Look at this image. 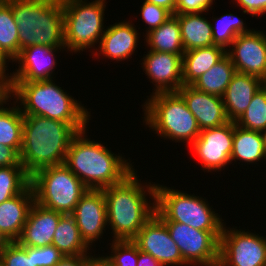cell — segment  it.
Instances as JSON below:
<instances>
[{
  "instance_id": "cell-1",
  "label": "cell",
  "mask_w": 266,
  "mask_h": 266,
  "mask_svg": "<svg viewBox=\"0 0 266 266\" xmlns=\"http://www.w3.org/2000/svg\"><path fill=\"white\" fill-rule=\"evenodd\" d=\"M137 176L140 177L135 169L122 182L102 189L107 226L112 230L110 240H132L155 215L156 182H143Z\"/></svg>"
},
{
  "instance_id": "cell-2",
  "label": "cell",
  "mask_w": 266,
  "mask_h": 266,
  "mask_svg": "<svg viewBox=\"0 0 266 266\" xmlns=\"http://www.w3.org/2000/svg\"><path fill=\"white\" fill-rule=\"evenodd\" d=\"M87 131L86 128L73 137L64 164L91 190L122 182L135 170L133 160L119 152L115 154L100 140L89 138Z\"/></svg>"
},
{
  "instance_id": "cell-3",
  "label": "cell",
  "mask_w": 266,
  "mask_h": 266,
  "mask_svg": "<svg viewBox=\"0 0 266 266\" xmlns=\"http://www.w3.org/2000/svg\"><path fill=\"white\" fill-rule=\"evenodd\" d=\"M88 126L24 116L20 161L26 173L32 176L42 168L64 164L73 137Z\"/></svg>"
},
{
  "instance_id": "cell-4",
  "label": "cell",
  "mask_w": 266,
  "mask_h": 266,
  "mask_svg": "<svg viewBox=\"0 0 266 266\" xmlns=\"http://www.w3.org/2000/svg\"><path fill=\"white\" fill-rule=\"evenodd\" d=\"M55 81L6 83L8 94L24 116L36 115L68 124H89V120H92L91 111Z\"/></svg>"
},
{
  "instance_id": "cell-5",
  "label": "cell",
  "mask_w": 266,
  "mask_h": 266,
  "mask_svg": "<svg viewBox=\"0 0 266 266\" xmlns=\"http://www.w3.org/2000/svg\"><path fill=\"white\" fill-rule=\"evenodd\" d=\"M12 9L20 50L31 45L65 47L62 0H5Z\"/></svg>"
},
{
  "instance_id": "cell-6",
  "label": "cell",
  "mask_w": 266,
  "mask_h": 266,
  "mask_svg": "<svg viewBox=\"0 0 266 266\" xmlns=\"http://www.w3.org/2000/svg\"><path fill=\"white\" fill-rule=\"evenodd\" d=\"M143 121L148 130L170 142L191 145L201 130L195 116L178 92H160L147 96L142 105Z\"/></svg>"
},
{
  "instance_id": "cell-7",
  "label": "cell",
  "mask_w": 266,
  "mask_h": 266,
  "mask_svg": "<svg viewBox=\"0 0 266 266\" xmlns=\"http://www.w3.org/2000/svg\"><path fill=\"white\" fill-rule=\"evenodd\" d=\"M200 196L156 183L155 214L163 222L183 223L204 231H222L225 224L222 215Z\"/></svg>"
},
{
  "instance_id": "cell-8",
  "label": "cell",
  "mask_w": 266,
  "mask_h": 266,
  "mask_svg": "<svg viewBox=\"0 0 266 266\" xmlns=\"http://www.w3.org/2000/svg\"><path fill=\"white\" fill-rule=\"evenodd\" d=\"M107 3L106 0H62L66 52L91 50V55L95 52L106 29Z\"/></svg>"
},
{
  "instance_id": "cell-9",
  "label": "cell",
  "mask_w": 266,
  "mask_h": 266,
  "mask_svg": "<svg viewBox=\"0 0 266 266\" xmlns=\"http://www.w3.org/2000/svg\"><path fill=\"white\" fill-rule=\"evenodd\" d=\"M34 201L44 208L71 214L89 190L65 164L46 167L30 176Z\"/></svg>"
},
{
  "instance_id": "cell-10",
  "label": "cell",
  "mask_w": 266,
  "mask_h": 266,
  "mask_svg": "<svg viewBox=\"0 0 266 266\" xmlns=\"http://www.w3.org/2000/svg\"><path fill=\"white\" fill-rule=\"evenodd\" d=\"M189 266H218L222 231H204L178 222H164Z\"/></svg>"
},
{
  "instance_id": "cell-11",
  "label": "cell",
  "mask_w": 266,
  "mask_h": 266,
  "mask_svg": "<svg viewBox=\"0 0 266 266\" xmlns=\"http://www.w3.org/2000/svg\"><path fill=\"white\" fill-rule=\"evenodd\" d=\"M226 224L220 236L218 266H266V235Z\"/></svg>"
},
{
  "instance_id": "cell-12",
  "label": "cell",
  "mask_w": 266,
  "mask_h": 266,
  "mask_svg": "<svg viewBox=\"0 0 266 266\" xmlns=\"http://www.w3.org/2000/svg\"><path fill=\"white\" fill-rule=\"evenodd\" d=\"M233 136L234 122L229 121L219 127L201 130L196 140L187 148L191 147L204 173L221 172L231 165Z\"/></svg>"
},
{
  "instance_id": "cell-13",
  "label": "cell",
  "mask_w": 266,
  "mask_h": 266,
  "mask_svg": "<svg viewBox=\"0 0 266 266\" xmlns=\"http://www.w3.org/2000/svg\"><path fill=\"white\" fill-rule=\"evenodd\" d=\"M61 50L66 51L65 47L46 45H31L20 50L12 60L13 64H18V68L6 76V82H35L56 78L54 73L58 61L55 55Z\"/></svg>"
},
{
  "instance_id": "cell-14",
  "label": "cell",
  "mask_w": 266,
  "mask_h": 266,
  "mask_svg": "<svg viewBox=\"0 0 266 266\" xmlns=\"http://www.w3.org/2000/svg\"><path fill=\"white\" fill-rule=\"evenodd\" d=\"M236 72L256 76L266 83V32L253 29L238 35L226 50Z\"/></svg>"
},
{
  "instance_id": "cell-15",
  "label": "cell",
  "mask_w": 266,
  "mask_h": 266,
  "mask_svg": "<svg viewBox=\"0 0 266 266\" xmlns=\"http://www.w3.org/2000/svg\"><path fill=\"white\" fill-rule=\"evenodd\" d=\"M140 251L152 255L163 266H189L172 240L166 224L155 214L132 239Z\"/></svg>"
},
{
  "instance_id": "cell-16",
  "label": "cell",
  "mask_w": 266,
  "mask_h": 266,
  "mask_svg": "<svg viewBox=\"0 0 266 266\" xmlns=\"http://www.w3.org/2000/svg\"><path fill=\"white\" fill-rule=\"evenodd\" d=\"M71 215L76 220L82 239L91 249L97 241L101 243L100 240L108 229L103 190L89 189L81 197Z\"/></svg>"
},
{
  "instance_id": "cell-17",
  "label": "cell",
  "mask_w": 266,
  "mask_h": 266,
  "mask_svg": "<svg viewBox=\"0 0 266 266\" xmlns=\"http://www.w3.org/2000/svg\"><path fill=\"white\" fill-rule=\"evenodd\" d=\"M140 65L154 85L150 95L160 92H177L183 86L182 55L146 50Z\"/></svg>"
},
{
  "instance_id": "cell-18",
  "label": "cell",
  "mask_w": 266,
  "mask_h": 266,
  "mask_svg": "<svg viewBox=\"0 0 266 266\" xmlns=\"http://www.w3.org/2000/svg\"><path fill=\"white\" fill-rule=\"evenodd\" d=\"M126 20H121L106 27L97 46L98 49L92 53L94 58L99 59L102 56V60L103 58L111 59V61L116 60V63L132 58V55L137 52L138 43L141 40L139 38L142 36H139L141 35V32L139 33L140 27L137 30L132 20Z\"/></svg>"
},
{
  "instance_id": "cell-19",
  "label": "cell",
  "mask_w": 266,
  "mask_h": 266,
  "mask_svg": "<svg viewBox=\"0 0 266 266\" xmlns=\"http://www.w3.org/2000/svg\"><path fill=\"white\" fill-rule=\"evenodd\" d=\"M195 116L200 130L222 126L229 122L222 97L183 85L177 91Z\"/></svg>"
},
{
  "instance_id": "cell-20",
  "label": "cell",
  "mask_w": 266,
  "mask_h": 266,
  "mask_svg": "<svg viewBox=\"0 0 266 266\" xmlns=\"http://www.w3.org/2000/svg\"><path fill=\"white\" fill-rule=\"evenodd\" d=\"M62 215L60 212L44 208L34 202L16 242L25 247L52 245L54 233Z\"/></svg>"
},
{
  "instance_id": "cell-21",
  "label": "cell",
  "mask_w": 266,
  "mask_h": 266,
  "mask_svg": "<svg viewBox=\"0 0 266 266\" xmlns=\"http://www.w3.org/2000/svg\"><path fill=\"white\" fill-rule=\"evenodd\" d=\"M34 202V192L29 185L22 193L0 204V238L4 242L18 240Z\"/></svg>"
},
{
  "instance_id": "cell-22",
  "label": "cell",
  "mask_w": 266,
  "mask_h": 266,
  "mask_svg": "<svg viewBox=\"0 0 266 266\" xmlns=\"http://www.w3.org/2000/svg\"><path fill=\"white\" fill-rule=\"evenodd\" d=\"M265 84L260 78L236 72L222 96L229 121L236 122L248 108L253 95Z\"/></svg>"
},
{
  "instance_id": "cell-23",
  "label": "cell",
  "mask_w": 266,
  "mask_h": 266,
  "mask_svg": "<svg viewBox=\"0 0 266 266\" xmlns=\"http://www.w3.org/2000/svg\"><path fill=\"white\" fill-rule=\"evenodd\" d=\"M200 13L175 14L181 31V40L185 51L214 45L211 20Z\"/></svg>"
},
{
  "instance_id": "cell-24",
  "label": "cell",
  "mask_w": 266,
  "mask_h": 266,
  "mask_svg": "<svg viewBox=\"0 0 266 266\" xmlns=\"http://www.w3.org/2000/svg\"><path fill=\"white\" fill-rule=\"evenodd\" d=\"M265 161L266 157L261 133L239 127L234 122L233 149L230 156L231 164L234 165L237 162L240 164L242 162L240 165L243 166L244 162L246 167L248 164L256 165L258 164L257 162L263 163Z\"/></svg>"
},
{
  "instance_id": "cell-25",
  "label": "cell",
  "mask_w": 266,
  "mask_h": 266,
  "mask_svg": "<svg viewBox=\"0 0 266 266\" xmlns=\"http://www.w3.org/2000/svg\"><path fill=\"white\" fill-rule=\"evenodd\" d=\"M225 55L226 50L216 45L185 51L182 55L183 85H191Z\"/></svg>"
},
{
  "instance_id": "cell-26",
  "label": "cell",
  "mask_w": 266,
  "mask_h": 266,
  "mask_svg": "<svg viewBox=\"0 0 266 266\" xmlns=\"http://www.w3.org/2000/svg\"><path fill=\"white\" fill-rule=\"evenodd\" d=\"M23 122L24 115L21 109L14 99L7 94L0 101V145L14 148L20 154L22 148Z\"/></svg>"
},
{
  "instance_id": "cell-27",
  "label": "cell",
  "mask_w": 266,
  "mask_h": 266,
  "mask_svg": "<svg viewBox=\"0 0 266 266\" xmlns=\"http://www.w3.org/2000/svg\"><path fill=\"white\" fill-rule=\"evenodd\" d=\"M52 245L55 246L64 257L85 256L90 255L92 251H96L91 249L84 242L76 224V220L71 214H63L60 217L54 233Z\"/></svg>"
},
{
  "instance_id": "cell-28",
  "label": "cell",
  "mask_w": 266,
  "mask_h": 266,
  "mask_svg": "<svg viewBox=\"0 0 266 266\" xmlns=\"http://www.w3.org/2000/svg\"><path fill=\"white\" fill-rule=\"evenodd\" d=\"M147 50L183 55L185 52L178 18L172 15L168 20L148 33L144 34Z\"/></svg>"
},
{
  "instance_id": "cell-29",
  "label": "cell",
  "mask_w": 266,
  "mask_h": 266,
  "mask_svg": "<svg viewBox=\"0 0 266 266\" xmlns=\"http://www.w3.org/2000/svg\"><path fill=\"white\" fill-rule=\"evenodd\" d=\"M235 73V66L226 54L211 69L195 80L191 86L199 91L222 97Z\"/></svg>"
},
{
  "instance_id": "cell-30",
  "label": "cell",
  "mask_w": 266,
  "mask_h": 266,
  "mask_svg": "<svg viewBox=\"0 0 266 266\" xmlns=\"http://www.w3.org/2000/svg\"><path fill=\"white\" fill-rule=\"evenodd\" d=\"M213 43L216 46L227 50L235 38L243 33L251 32L243 19L232 13L222 14V16L213 17L211 19ZM214 23V24H213ZM216 23V24H215Z\"/></svg>"
},
{
  "instance_id": "cell-31",
  "label": "cell",
  "mask_w": 266,
  "mask_h": 266,
  "mask_svg": "<svg viewBox=\"0 0 266 266\" xmlns=\"http://www.w3.org/2000/svg\"><path fill=\"white\" fill-rule=\"evenodd\" d=\"M19 31L6 1L0 2V49L13 60L19 54Z\"/></svg>"
},
{
  "instance_id": "cell-32",
  "label": "cell",
  "mask_w": 266,
  "mask_h": 266,
  "mask_svg": "<svg viewBox=\"0 0 266 266\" xmlns=\"http://www.w3.org/2000/svg\"><path fill=\"white\" fill-rule=\"evenodd\" d=\"M235 123L247 130L266 129V83L253 95L248 108Z\"/></svg>"
},
{
  "instance_id": "cell-33",
  "label": "cell",
  "mask_w": 266,
  "mask_h": 266,
  "mask_svg": "<svg viewBox=\"0 0 266 266\" xmlns=\"http://www.w3.org/2000/svg\"><path fill=\"white\" fill-rule=\"evenodd\" d=\"M30 185L24 166L0 167V204L22 193Z\"/></svg>"
},
{
  "instance_id": "cell-34",
  "label": "cell",
  "mask_w": 266,
  "mask_h": 266,
  "mask_svg": "<svg viewBox=\"0 0 266 266\" xmlns=\"http://www.w3.org/2000/svg\"><path fill=\"white\" fill-rule=\"evenodd\" d=\"M0 263L1 266H36L35 247L4 242L0 246Z\"/></svg>"
},
{
  "instance_id": "cell-35",
  "label": "cell",
  "mask_w": 266,
  "mask_h": 266,
  "mask_svg": "<svg viewBox=\"0 0 266 266\" xmlns=\"http://www.w3.org/2000/svg\"><path fill=\"white\" fill-rule=\"evenodd\" d=\"M109 253L105 255L115 266H137L138 246L132 240H110ZM111 252V253H110Z\"/></svg>"
},
{
  "instance_id": "cell-36",
  "label": "cell",
  "mask_w": 266,
  "mask_h": 266,
  "mask_svg": "<svg viewBox=\"0 0 266 266\" xmlns=\"http://www.w3.org/2000/svg\"><path fill=\"white\" fill-rule=\"evenodd\" d=\"M139 14L143 23L147 25L146 30H144L145 34L158 28L172 16V14L165 8L147 1H143Z\"/></svg>"
},
{
  "instance_id": "cell-37",
  "label": "cell",
  "mask_w": 266,
  "mask_h": 266,
  "mask_svg": "<svg viewBox=\"0 0 266 266\" xmlns=\"http://www.w3.org/2000/svg\"><path fill=\"white\" fill-rule=\"evenodd\" d=\"M63 257V254L53 245L35 247L36 266H54Z\"/></svg>"
},
{
  "instance_id": "cell-38",
  "label": "cell",
  "mask_w": 266,
  "mask_h": 266,
  "mask_svg": "<svg viewBox=\"0 0 266 266\" xmlns=\"http://www.w3.org/2000/svg\"><path fill=\"white\" fill-rule=\"evenodd\" d=\"M215 0H176V14L200 13L213 10ZM211 8V9H210Z\"/></svg>"
},
{
  "instance_id": "cell-39",
  "label": "cell",
  "mask_w": 266,
  "mask_h": 266,
  "mask_svg": "<svg viewBox=\"0 0 266 266\" xmlns=\"http://www.w3.org/2000/svg\"><path fill=\"white\" fill-rule=\"evenodd\" d=\"M233 4H237L242 10V14H249V16H263L266 15V0H232Z\"/></svg>"
},
{
  "instance_id": "cell-40",
  "label": "cell",
  "mask_w": 266,
  "mask_h": 266,
  "mask_svg": "<svg viewBox=\"0 0 266 266\" xmlns=\"http://www.w3.org/2000/svg\"><path fill=\"white\" fill-rule=\"evenodd\" d=\"M23 166L20 154L9 146L0 145V167Z\"/></svg>"
},
{
  "instance_id": "cell-41",
  "label": "cell",
  "mask_w": 266,
  "mask_h": 266,
  "mask_svg": "<svg viewBox=\"0 0 266 266\" xmlns=\"http://www.w3.org/2000/svg\"><path fill=\"white\" fill-rule=\"evenodd\" d=\"M89 256H66L54 266H89Z\"/></svg>"
},
{
  "instance_id": "cell-42",
  "label": "cell",
  "mask_w": 266,
  "mask_h": 266,
  "mask_svg": "<svg viewBox=\"0 0 266 266\" xmlns=\"http://www.w3.org/2000/svg\"><path fill=\"white\" fill-rule=\"evenodd\" d=\"M137 266H163L152 255L138 249Z\"/></svg>"
},
{
  "instance_id": "cell-43",
  "label": "cell",
  "mask_w": 266,
  "mask_h": 266,
  "mask_svg": "<svg viewBox=\"0 0 266 266\" xmlns=\"http://www.w3.org/2000/svg\"><path fill=\"white\" fill-rule=\"evenodd\" d=\"M93 255V256H92ZM89 266H115L112 261L104 254L100 255L91 253L89 256Z\"/></svg>"
},
{
  "instance_id": "cell-44",
  "label": "cell",
  "mask_w": 266,
  "mask_h": 266,
  "mask_svg": "<svg viewBox=\"0 0 266 266\" xmlns=\"http://www.w3.org/2000/svg\"><path fill=\"white\" fill-rule=\"evenodd\" d=\"M168 10L172 15L176 14V0H144Z\"/></svg>"
},
{
  "instance_id": "cell-45",
  "label": "cell",
  "mask_w": 266,
  "mask_h": 266,
  "mask_svg": "<svg viewBox=\"0 0 266 266\" xmlns=\"http://www.w3.org/2000/svg\"><path fill=\"white\" fill-rule=\"evenodd\" d=\"M11 62H12V60L0 49V71L5 76L9 75L8 64Z\"/></svg>"
},
{
  "instance_id": "cell-46",
  "label": "cell",
  "mask_w": 266,
  "mask_h": 266,
  "mask_svg": "<svg viewBox=\"0 0 266 266\" xmlns=\"http://www.w3.org/2000/svg\"><path fill=\"white\" fill-rule=\"evenodd\" d=\"M8 94L7 86H0V101Z\"/></svg>"
},
{
  "instance_id": "cell-47",
  "label": "cell",
  "mask_w": 266,
  "mask_h": 266,
  "mask_svg": "<svg viewBox=\"0 0 266 266\" xmlns=\"http://www.w3.org/2000/svg\"><path fill=\"white\" fill-rule=\"evenodd\" d=\"M261 136L263 140V147H264V152H265V157H266V129L261 131Z\"/></svg>"
},
{
  "instance_id": "cell-48",
  "label": "cell",
  "mask_w": 266,
  "mask_h": 266,
  "mask_svg": "<svg viewBox=\"0 0 266 266\" xmlns=\"http://www.w3.org/2000/svg\"><path fill=\"white\" fill-rule=\"evenodd\" d=\"M0 86H7L6 76L0 71Z\"/></svg>"
},
{
  "instance_id": "cell-49",
  "label": "cell",
  "mask_w": 266,
  "mask_h": 266,
  "mask_svg": "<svg viewBox=\"0 0 266 266\" xmlns=\"http://www.w3.org/2000/svg\"><path fill=\"white\" fill-rule=\"evenodd\" d=\"M4 243V241L0 238V246Z\"/></svg>"
}]
</instances>
